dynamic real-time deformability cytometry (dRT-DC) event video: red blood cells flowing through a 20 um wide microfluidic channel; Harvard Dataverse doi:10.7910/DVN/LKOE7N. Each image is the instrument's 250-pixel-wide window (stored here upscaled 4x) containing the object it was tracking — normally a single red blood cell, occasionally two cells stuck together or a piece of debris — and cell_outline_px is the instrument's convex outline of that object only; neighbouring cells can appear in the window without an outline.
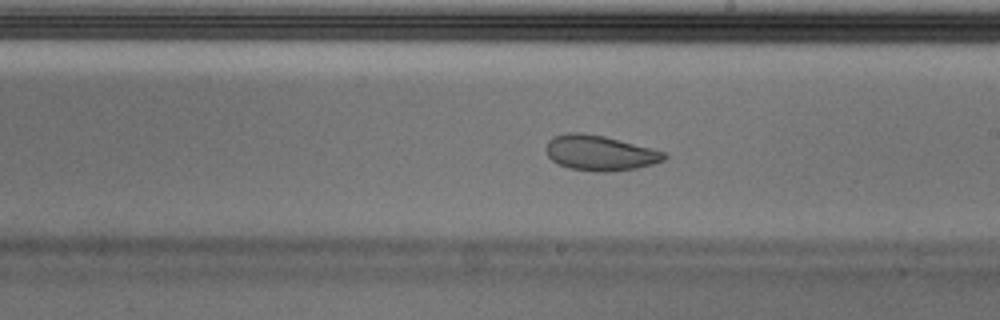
{"species": "Egyptian fruit bat (a non-hibernating species)", "species_latin": "Rousettus aegyptiacus", "temperature_condition": "cold", "stored_images_in_passage": 53, "camera_frame_rate_fps": 3000, "um_per_image_px": 0.085, "animal": {"sex": "male"}, "frame": {"image": 1, "passage_image": 30, "time_ms": 9.667, "image_size_px": [1000, 320], "cell_outline_px": [[668, 156], [664, 160], [652, 164], [636, 168], [608, 172], [596, 172], [568, 168], [552, 160], [548, 156], [548, 140], [552, 136], [568, 132], [580, 132], [604, 136], [652, 148], [664, 152]], "centroid_in_image_um": [51.0, 13.0], "position_along_channel_um": 238.0, "area_um2": 24.16}}
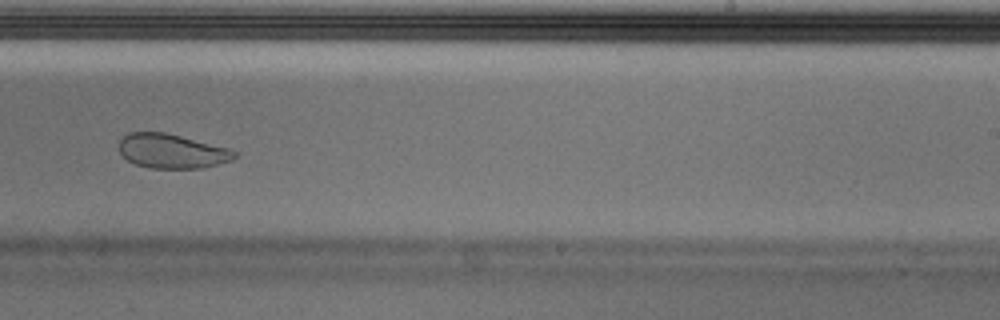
{"frame": {"image": 2, "passage_image": 33, "time_ms": 10.667, "image_size_px": [1000, 320], "cell_outline_px": [[236, 156], [232, 160], [204, 168], [152, 168], [136, 164], [128, 160], [120, 152], [120, 140], [128, 132], [164, 132], [228, 148], [236, 152]], "centroid_in_image_um": [14.61, 12.85], "position_along_channel_um": 274.4, "area_um2": 22.83}, "authors_computed_cell_mechanics": {"area_um2": 26.3568, "velocity_mm_per_s": 3.6565, "shape_relaxation_time_tau1_ms": null, "shape_relaxation_time_tau2_ms": 0.8531, "deformation_change_tau1": null, "deformation_change_tau2": 0.0523}}